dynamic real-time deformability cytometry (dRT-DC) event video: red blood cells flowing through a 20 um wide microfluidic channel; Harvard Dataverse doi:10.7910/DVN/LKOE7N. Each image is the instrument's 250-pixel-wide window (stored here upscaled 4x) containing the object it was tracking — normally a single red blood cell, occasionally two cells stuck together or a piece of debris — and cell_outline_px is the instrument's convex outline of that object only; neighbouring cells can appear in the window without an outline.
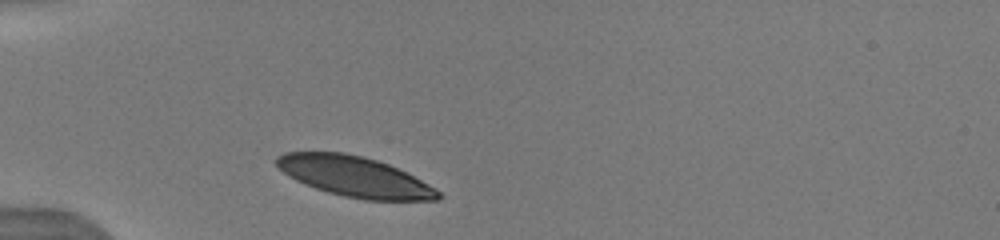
{"species": "human", "species_latin": "Homo sapiens", "temperature_condition": "warm", "stored_images_in_passage": 25, "camera_frame_rate_fps": 3000, "um_per_image_px": 0.085, "donor": {"sex": "male"}, "frame": {"image": 1, "passage_image": 1, "time_ms": 0.0, "image_size_px": [1000, 240], "cell_outline_px": [[440, 200], [364, 200], [344, 196], [328, 192], [316, 188], [296, 180], [288, 176], [276, 164], [276, 156], [284, 152], [344, 152], [376, 160], [388, 164], [436, 188], [440, 192]], "centroid_in_image_um": [30.12, 15.01], "position_along_channel_um": 54.9, "area_um2": 37.51}, "authors_computed_cell_mechanics": {"area_um2": 38.5526, "velocity_mm_per_s": 3.9774, "shape_relaxation_time_tau1_ms": 1.7674, "shape_relaxation_time_tau2_ms": null, "deformation_change_tau1": 0.084, "deformation_change_tau2": null}}